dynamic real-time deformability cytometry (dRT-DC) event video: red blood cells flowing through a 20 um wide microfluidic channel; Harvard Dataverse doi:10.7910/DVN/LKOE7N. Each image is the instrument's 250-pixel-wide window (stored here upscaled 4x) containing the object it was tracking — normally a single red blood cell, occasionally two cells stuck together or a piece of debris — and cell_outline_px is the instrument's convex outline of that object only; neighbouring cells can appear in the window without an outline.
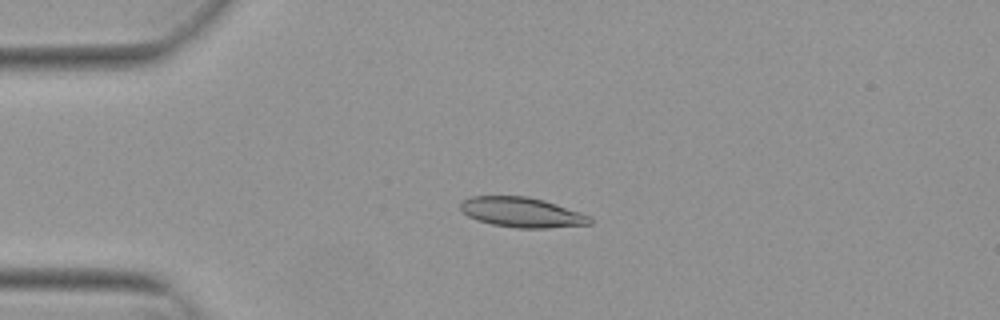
{"species": "Egyptian fruit bat (a non-hibernating species)", "species_latin": "Rousettus aegyptiacus", "temperature_condition": "warm", "stored_images_in_passage": 41, "camera_frame_rate_fps": 3000, "um_per_image_px": 0.085, "animal": {"sex": "female"}, "frame": {"image": 1, "passage_image": 1, "time_ms": 0.0, "image_size_px": [1000, 320], "cell_outline_px": [[592, 224], [548, 228], [516, 228], [492, 224], [476, 220], [468, 216], [460, 208], [460, 204], [464, 200], [472, 196], [528, 196], [544, 200], [592, 216]], "centroid_in_image_um": [44.38, 18.05], "position_along_channel_um": 40.6, "area_um2": 22.66}}
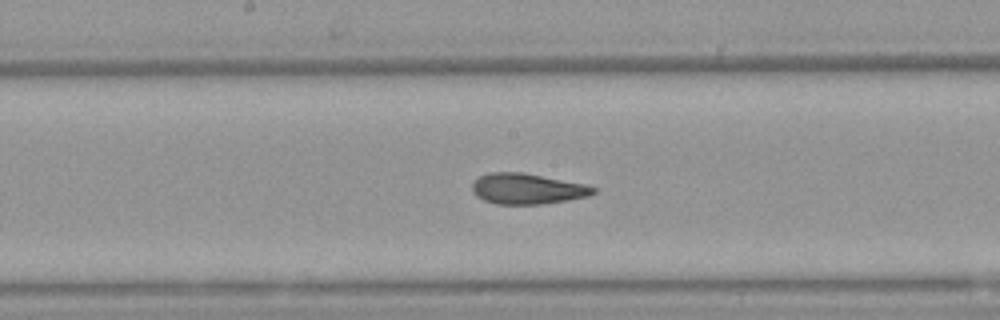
{"frame": {"image": 2, "passage_image": 16, "time_ms": 5.0, "image_size_px": [1000, 320], "cell_outline_px": [[596, 192], [588, 196], [568, 200], [540, 204], [496, 204], [484, 200], [476, 196], [472, 192], [472, 184], [480, 176], [488, 172], [524, 172], [584, 184], [596, 188]], "centroid_in_image_um": [44.79, 16.04], "position_along_channel_um": 203.4, "area_um2": 21.62}}
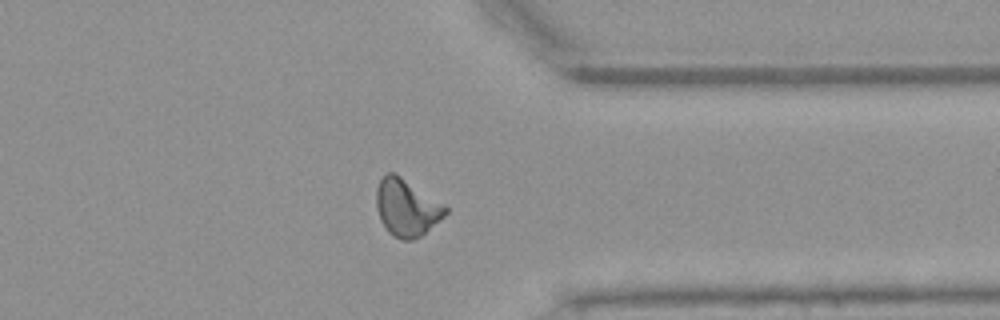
{"frame": {"image": 3, "passage_image": 30, "time_ms": 9.667, "image_size_px": [1000, 320], "cell_outline_px": [[448, 212], [444, 216], [420, 236], [412, 240], [400, 240], [392, 236], [388, 232], [380, 220], [376, 208], [376, 188], [380, 180], [388, 172], [396, 172], [444, 204], [448, 208]], "centroid_in_image_um": [34.54, 17.64], "position_along_channel_um": 376.9, "area_um2": 23.12}, "authors_computed_cell_mechanics": {"area_um2": 21.9062, "velocity_mm_per_s": 3.8328, "shape_relaxation_time_tau1_ms": 8.1317, "shape_relaxation_time_tau2_ms": 1.9742, "deformation_change_tau1": 0.2095, "deformation_change_tau2": 0.0871}}